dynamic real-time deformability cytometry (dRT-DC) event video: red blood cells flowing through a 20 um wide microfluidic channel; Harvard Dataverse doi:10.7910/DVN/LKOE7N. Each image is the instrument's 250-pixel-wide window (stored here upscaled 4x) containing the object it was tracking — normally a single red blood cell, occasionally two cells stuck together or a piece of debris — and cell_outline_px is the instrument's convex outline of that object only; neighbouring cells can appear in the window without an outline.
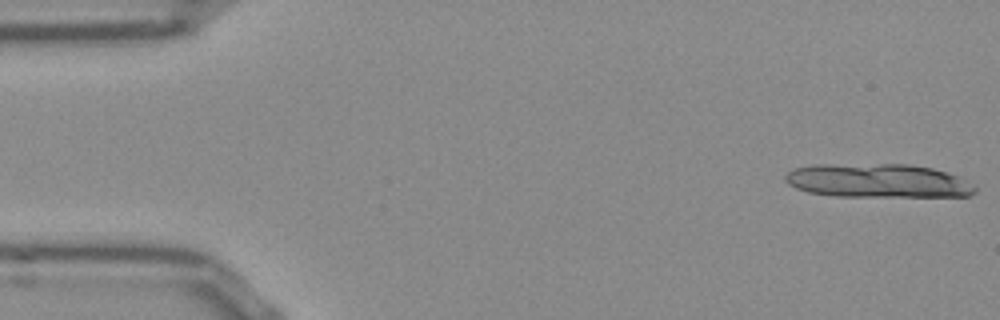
{"species": "Egyptian fruit bat (a non-hibernating species)", "species_latin": "Rousettus aegyptiacus", "temperature_condition": "room temperature", "stored_images_in_passage": 11, "camera_frame_rate_fps": 3000, "um_per_image_px": 0.085, "frame": {"image": 1, "passage_image": 1, "time_ms": 0.0, "image_size_px": [1000, 320], "cell_outline_px": [[976, 192], [968, 196], [836, 196], [808, 192], [796, 188], [788, 184], [784, 180], [784, 176], [788, 172], [796, 168], [812, 164], [908, 164], [932, 168], [956, 176], [976, 188]], "centroid_in_image_um": [74.54, 15.36], "position_along_channel_um": 10.5, "area_um2": 37.17}}